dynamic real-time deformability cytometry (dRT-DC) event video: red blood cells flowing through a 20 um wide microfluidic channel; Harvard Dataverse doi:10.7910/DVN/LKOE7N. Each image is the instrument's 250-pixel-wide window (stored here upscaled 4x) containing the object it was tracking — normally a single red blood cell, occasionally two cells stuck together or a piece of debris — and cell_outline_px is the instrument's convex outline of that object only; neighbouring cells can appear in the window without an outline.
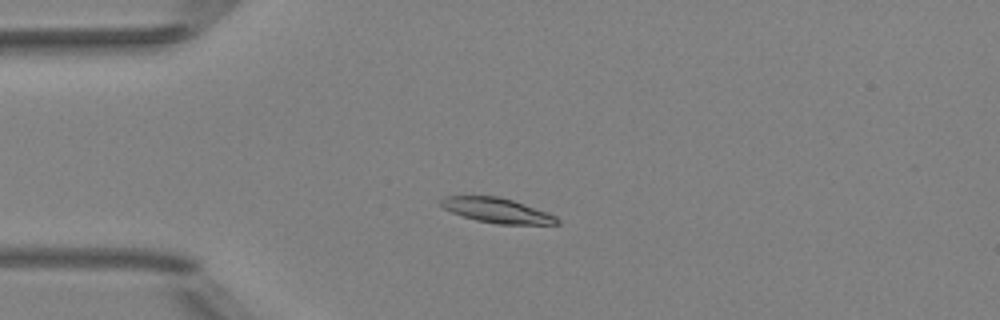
{"species": "Egyptian fruit bat (a non-hibernating species)", "species_latin": "Rousettus aegyptiacus", "temperature_condition": "room temperature", "stored_images_in_passage": 48, "camera_frame_rate_fps": 3000, "um_per_image_px": 0.085, "animal": {"sex": "female"}, "frame": {"image": 1, "passage_image": 10, "time_ms": 3.0, "image_size_px": [1000, 320], "cell_outline_px": [[560, 224], [496, 224], [476, 220], [452, 212], [444, 208], [440, 204], [440, 200], [444, 196], [496, 196], [512, 200], [548, 212], [556, 216], [560, 220]], "centroid_in_image_um": [42.26, 17.89], "position_along_channel_um": 42.7, "area_um2": 16.7}}
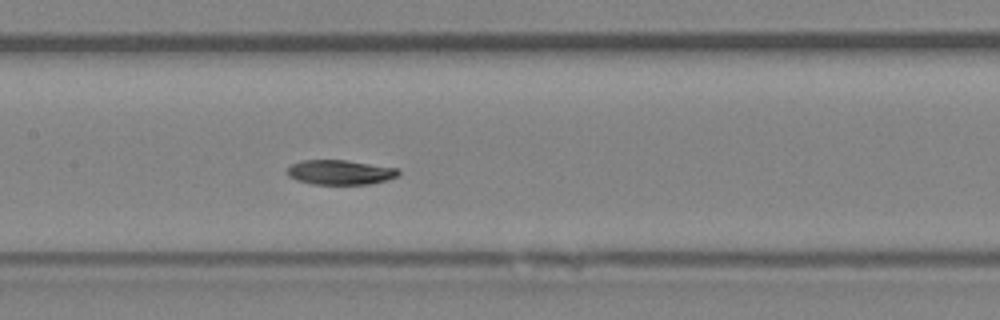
{"frame": {"image": 2, "passage_image": 22, "time_ms": 7.0, "image_size_px": [1000, 320], "cell_outline_px": [[400, 176], [368, 184], [312, 184], [296, 180], [288, 176], [288, 168], [292, 164], [304, 160], [344, 160], [396, 168], [400, 172]], "centroid_in_image_um": [28.9, 14.65], "position_along_channel_um": 178.5, "area_um2": 15.78}}
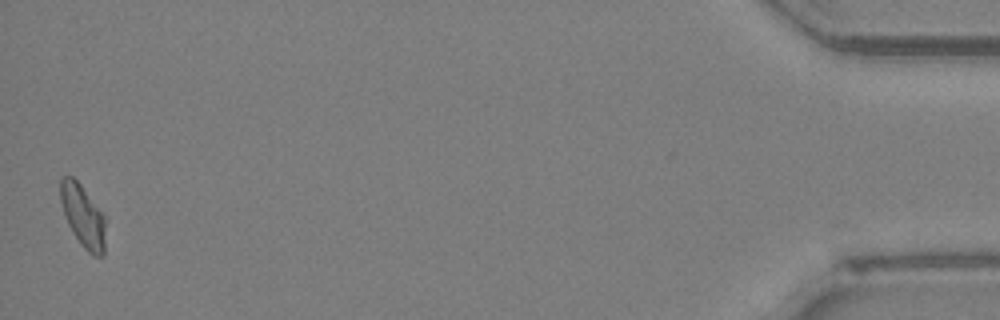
{"frame": {"image": 3, "passage_image": 48, "time_ms": 15.667, "image_size_px": [1000, 320], "cell_outline_px": [[104, 256], [92, 256], [80, 244], [72, 232], [68, 224], [60, 200], [60, 176], [72, 176], [80, 184], [104, 216]], "centroid_in_image_um": [7.03, 18.37], "position_along_channel_um": 428.2, "area_um2": 16.13}, "authors_computed_cell_mechanics": {"area_um2": 16.2418, "velocity_mm_per_s": 3.97, "shape_relaxation_time_tau1_ms": 3.854, "shape_relaxation_time_tau2_ms": 5.9299, "deformation_change_tau1": 0.1616, "deformation_change_tau2": 0.0925}}